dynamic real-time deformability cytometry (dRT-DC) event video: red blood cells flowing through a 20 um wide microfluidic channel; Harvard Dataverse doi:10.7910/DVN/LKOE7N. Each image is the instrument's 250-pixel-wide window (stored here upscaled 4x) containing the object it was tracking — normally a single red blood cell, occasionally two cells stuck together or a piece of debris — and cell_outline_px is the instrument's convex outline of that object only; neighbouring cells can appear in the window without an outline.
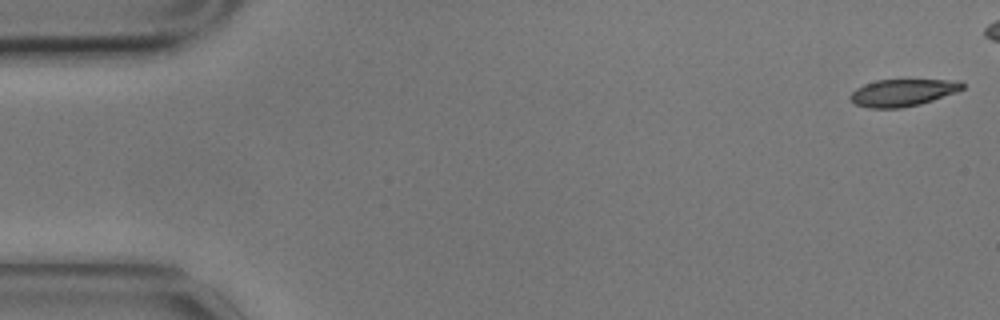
{"species": "common noctule bat (a hibernating species)", "species_latin": "Nyctalus noctula", "temperature_condition": "cold", "stored_images_in_passage": 50, "camera_frame_rate_fps": 3000, "um_per_image_px": 0.085, "animal": {"sex": "male", "body_mass_g": 17.9}, "frame": {"image": 1, "passage_image": 1, "time_ms": 0.0, "image_size_px": [1000, 320], "cell_outline_px": [[964, 88], [956, 92], [920, 104], [900, 108], [868, 108], [856, 104], [848, 96], [856, 88], [864, 84], [876, 80], [960, 80], [964, 84]], "centroid_in_image_um": [76.72, 7.87], "position_along_channel_um": 8.3, "area_um2": 17.63}}
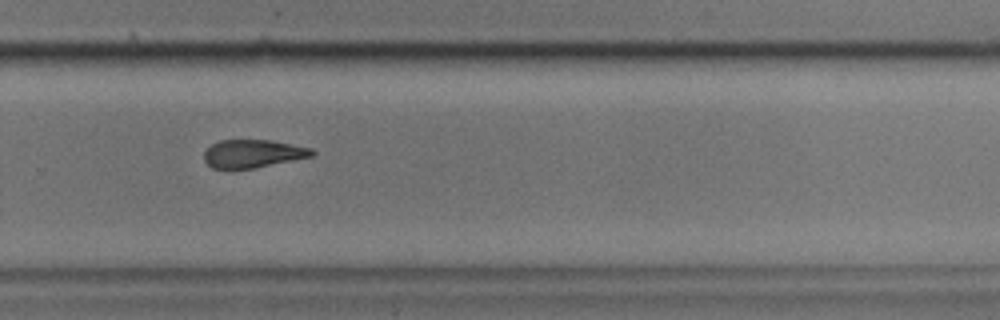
{"frame": {"image": 2, "passage_image": 38, "time_ms": 12.333, "image_size_px": [1000, 320], "cell_outline_px": [[316, 152], [312, 156], [252, 168], [212, 168], [204, 160], [204, 152], [212, 144], [220, 140], [268, 140], [312, 148]], "centroid_in_image_um": [21.48, 13.05], "position_along_channel_um": 308.3, "area_um2": 17.28}}
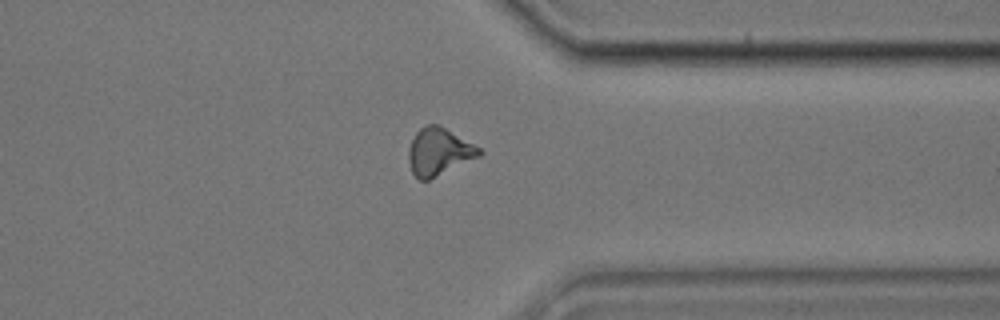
{"frame": {"image": 3, "passage_image": 44, "time_ms": 14.333, "image_size_px": [1000, 320], "cell_outline_px": [[484, 152], [480, 156], [428, 180], [420, 180], [412, 172], [408, 160], [408, 148], [416, 132], [420, 128], [428, 124], [440, 124], [480, 148]], "centroid_in_image_um": [37.3, 12.88], "position_along_channel_um": 374.1, "area_um2": 19.42}, "authors_computed_cell_mechanics": {"area_um2": 19.3052, "velocity_mm_per_s": 3.4782, "shape_relaxation_time_tau1_ms": 3.8382, "shape_relaxation_time_tau2_ms": 3.7816, "deformation_change_tau1": 0.13, "deformation_change_tau2": 0.1207}}